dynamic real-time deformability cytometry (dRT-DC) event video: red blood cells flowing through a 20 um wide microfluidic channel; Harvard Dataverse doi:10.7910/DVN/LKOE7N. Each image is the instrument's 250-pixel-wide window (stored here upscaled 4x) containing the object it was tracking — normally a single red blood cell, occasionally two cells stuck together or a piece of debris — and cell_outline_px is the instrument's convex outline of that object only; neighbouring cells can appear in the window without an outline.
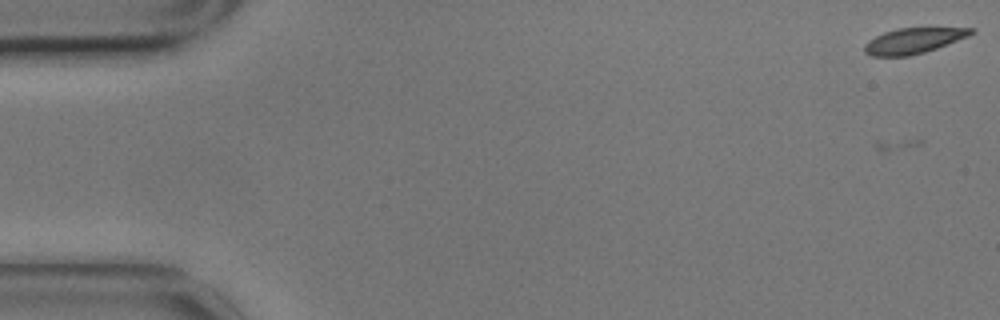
{"species": "common noctule bat (a hibernating species)", "species_latin": "Nyctalus noctula", "temperature_condition": "cold", "stored_images_in_passage": 10, "camera_frame_rate_fps": 3000, "um_per_image_px": 0.085, "animal": {"sex": "male", "body_mass_g": 17.9}, "frame": {"image": 1, "passage_image": 3, "time_ms": 0.667, "image_size_px": [1000, 320], "cell_outline_px": [[976, 32], [968, 36], [936, 48], [924, 52], [908, 56], [872, 56], [864, 52], [864, 44], [868, 40], [884, 32], [896, 28], [976, 28]], "centroid_in_image_um": [77.62, 3.46], "position_along_channel_um": 7.4, "area_um2": 15.78}}